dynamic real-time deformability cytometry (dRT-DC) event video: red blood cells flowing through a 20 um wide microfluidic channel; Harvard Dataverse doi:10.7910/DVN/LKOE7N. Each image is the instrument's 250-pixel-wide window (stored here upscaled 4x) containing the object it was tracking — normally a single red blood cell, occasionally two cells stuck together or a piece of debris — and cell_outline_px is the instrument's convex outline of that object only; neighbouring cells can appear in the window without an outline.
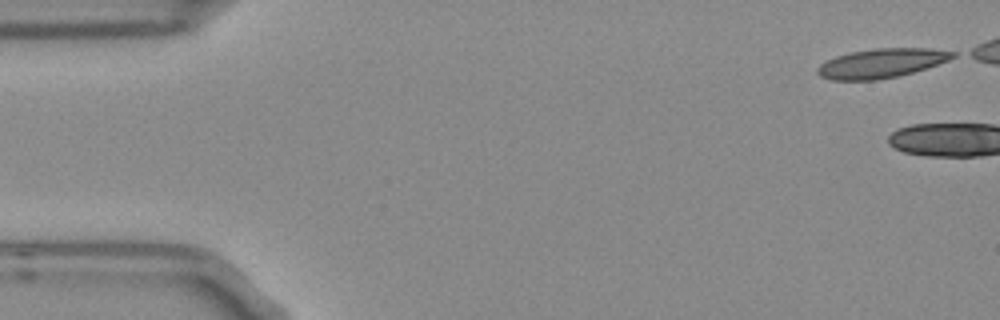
{"species": "Egyptian fruit bat (a non-hibernating species)", "species_latin": "Rousettus aegyptiacus", "temperature_condition": "room temperature", "stored_images_in_passage": 4, "camera_frame_rate_fps": 3000, "um_per_image_px": 0.085, "frame": {"image": 1, "passage_image": 1, "time_ms": 0.0, "image_size_px": [1000, 320], "cell_outline_px": [[956, 56], [948, 60], [912, 72], [896, 76], [876, 80], [832, 80], [820, 76], [816, 72], [816, 68], [824, 60], [848, 52], [872, 48], [932, 48], [956, 52]], "centroid_in_image_um": [74.86, 5.36], "position_along_channel_um": 10.1, "area_um2": 23.12}}